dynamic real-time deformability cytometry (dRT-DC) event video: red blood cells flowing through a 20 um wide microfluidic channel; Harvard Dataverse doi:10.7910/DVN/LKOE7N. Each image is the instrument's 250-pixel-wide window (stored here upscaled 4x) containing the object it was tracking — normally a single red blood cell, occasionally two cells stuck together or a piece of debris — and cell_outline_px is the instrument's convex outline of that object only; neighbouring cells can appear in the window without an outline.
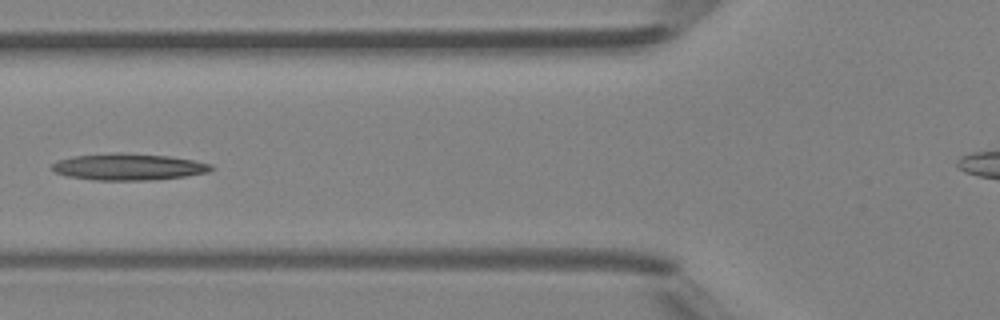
{"species": "Egyptian fruit bat (a non-hibernating species)", "species_latin": "Rousettus aegyptiacus", "temperature_condition": "room temperature", "stored_images_in_passage": 4, "camera_frame_rate_fps": 3000, "um_per_image_px": 0.085, "animal": {"sex": "female"}, "frame": {"image": 1, "passage_image": 4, "time_ms": 3.333, "image_size_px": [1000, 320], "cell_outline_px": [[216, 168], [208, 172], [184, 176], [152, 180], [96, 180], [68, 176], [56, 172], [52, 168], [52, 164], [56, 160], [72, 156], [116, 152], [124, 152], [168, 156], [192, 160], [212, 164]], "centroid_in_image_um": [10.92, 14.17], "position_along_channel_um": 114.9, "area_um2": 24.74}}